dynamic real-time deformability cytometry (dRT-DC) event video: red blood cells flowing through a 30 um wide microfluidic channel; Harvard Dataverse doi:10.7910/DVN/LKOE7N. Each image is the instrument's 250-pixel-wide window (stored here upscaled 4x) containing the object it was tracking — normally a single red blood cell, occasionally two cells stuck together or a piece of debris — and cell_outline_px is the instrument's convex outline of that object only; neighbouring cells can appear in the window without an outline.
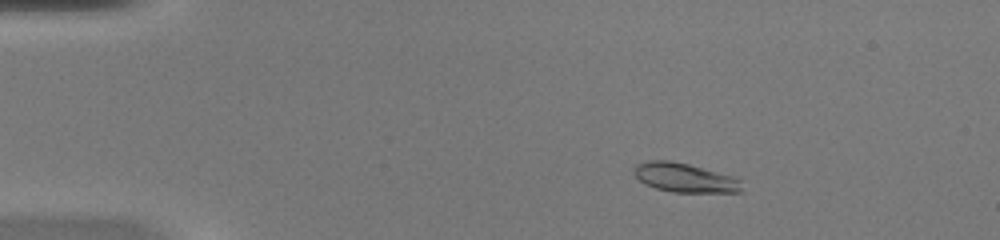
{"species": "common noctule bat (a hibernating species)", "species_latin": "Nyctalus noctula", "temperature_condition": "warm", "stored_images_in_passage": 50, "camera_frame_rate_fps": 3000, "um_per_image_px": 0.085, "animal": {"sex": "female", "body_mass_g": 20.0, "forearm_length_mm": 54.0}, "frame": {"image": 1, "passage_image": 8, "time_ms": 2.333, "image_size_px": [1000, 240], "cell_outline_px": [[740, 192], [672, 192], [656, 188], [644, 184], [632, 172], [632, 168], [636, 164], [648, 160], [668, 160], [688, 164], [732, 176], [740, 180]], "centroid_in_image_um": [58.12, 15.09], "position_along_channel_um": 26.9, "area_um2": 18.15}}
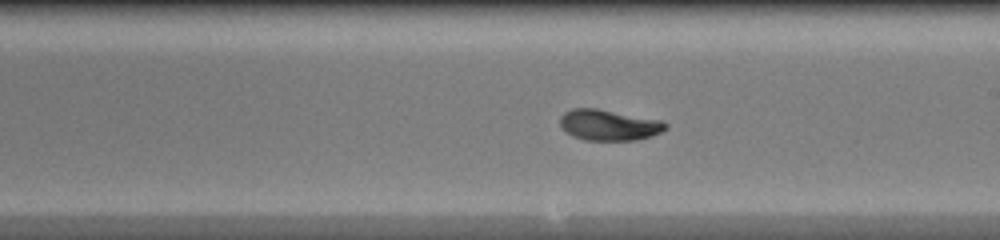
{"frame": {"image": 2, "passage_image": 29, "time_ms": 9.333, "image_size_px": [1000, 240], "cell_outline_px": [[668, 128], [652, 136], [636, 140], [584, 140], [572, 136], [560, 124], [560, 116], [564, 112], [572, 108], [596, 108], [664, 120], [668, 124]], "centroid_in_image_um": [51.79, 10.62], "position_along_channel_um": 237.2, "area_um2": 19.13}}
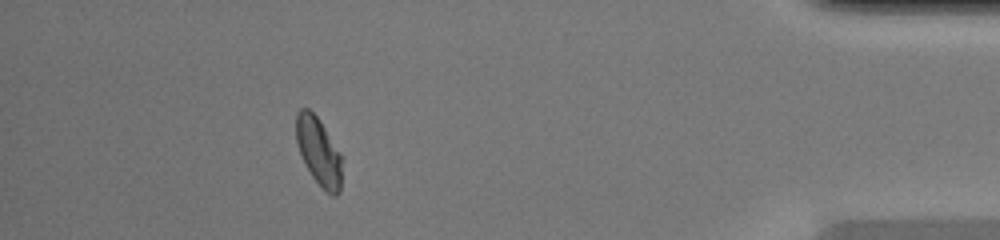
{"frame": {"image": 3, "passage_image": 45, "time_ms": 14.667, "image_size_px": [1000, 240], "cell_outline_px": [[344, 156], [340, 192], [336, 196], [332, 196], [312, 176], [296, 144], [296, 112], [300, 108], [308, 108], [316, 116]], "centroid_in_image_um": [27.13, 12.87], "position_along_channel_um": 408.1, "area_um2": 18.26}, "authors_computed_cell_mechanics": {"area_um2": 18.4093, "velocity_mm_per_s": 4.134, "shape_relaxation_time_tau1_ms": 2.4302, "shape_relaxation_time_tau2_ms": 1.2949, "deformation_change_tau1": 0.1508, "deformation_change_tau2": 0.0416}}